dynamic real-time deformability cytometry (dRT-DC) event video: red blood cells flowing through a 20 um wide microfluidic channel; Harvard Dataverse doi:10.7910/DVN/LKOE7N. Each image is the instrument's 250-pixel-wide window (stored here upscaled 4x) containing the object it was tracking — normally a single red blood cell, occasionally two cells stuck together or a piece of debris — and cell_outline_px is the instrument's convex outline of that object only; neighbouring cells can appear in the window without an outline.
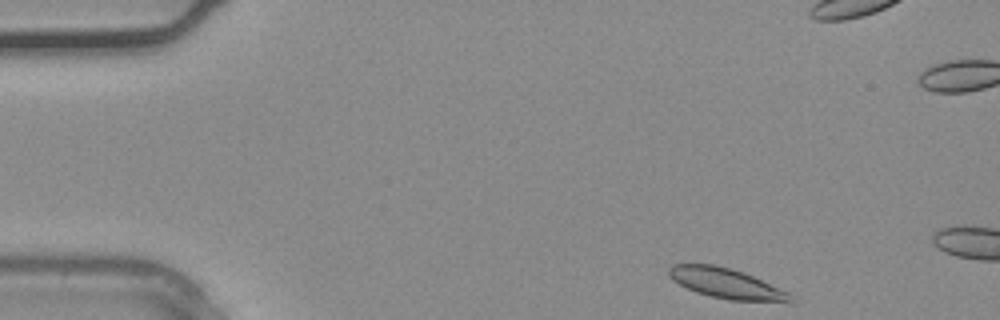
{"species": "common noctule bat (a hibernating species)", "species_latin": "Nyctalus noctula", "temperature_condition": "warm", "stored_images_in_passage": 6, "camera_frame_rate_fps": 3000, "um_per_image_px": 0.085, "animal": {"sex": "male", "body_mass_g": 20.4}, "frame": {"image": 1, "passage_image": 1, "time_ms": 0.0, "image_size_px": [1000, 320], "cell_outline_px": [[792, 304], [788, 304], [728, 300], [696, 292], [672, 280], [668, 276], [668, 268], [672, 264], [712, 264], [744, 272], [788, 292], [792, 300]], "centroid_in_image_um": [61.78, 24.12], "position_along_channel_um": 23.2, "area_um2": 21.62}}